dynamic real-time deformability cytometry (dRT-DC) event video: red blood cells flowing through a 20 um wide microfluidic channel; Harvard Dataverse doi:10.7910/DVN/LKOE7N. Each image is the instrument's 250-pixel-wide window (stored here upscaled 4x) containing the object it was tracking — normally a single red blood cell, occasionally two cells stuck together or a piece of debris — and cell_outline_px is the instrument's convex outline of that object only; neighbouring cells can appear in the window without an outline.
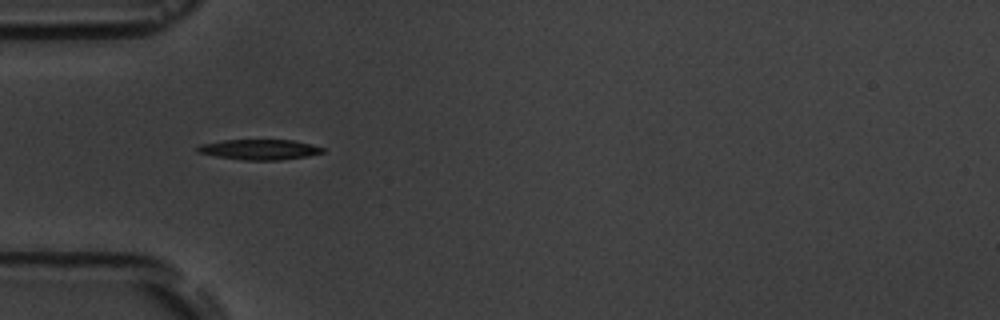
{"species": "common noctule bat (a hibernating species)", "species_latin": "Nyctalus noctula", "temperature_condition": "room temperature", "stored_images_in_passage": 7, "camera_frame_rate_fps": 3000, "um_per_image_px": 0.085, "animal": {"sex": "male", "body_mass_g": 19.5, "forearm_length_mm": 54.6}, "frame": {"image": 1, "passage_image": 5, "time_ms": 4.333, "image_size_px": [1000, 320], "cell_outline_px": [[324, 152], [308, 156], [280, 160], [244, 160], [216, 156], [196, 152], [196, 148], [200, 144], [224, 140], [292, 140], [312, 144], [324, 148]], "centroid_in_image_um": [22.05, 12.71], "position_along_channel_um": 62.9, "area_um2": 14.8}}
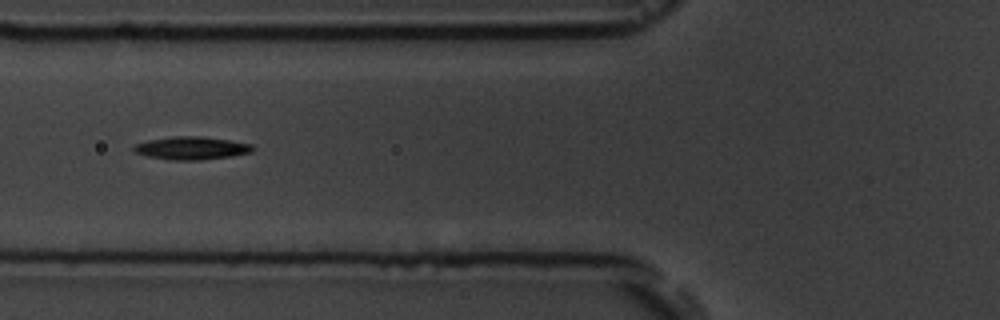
{"frame": {"image": 2, "passage_image": 6, "time_ms": 5.667, "image_size_px": [1000, 320], "cell_outline_px": [[256, 148], [252, 152], [232, 156], [200, 160], [168, 160], [148, 156], [132, 152], [132, 148], [136, 144], [148, 140], [172, 136], [200, 136], [228, 140], [252, 144]], "centroid_in_image_um": [16.27, 12.59], "position_along_channel_um": 109.5, "area_um2": 16.01}}
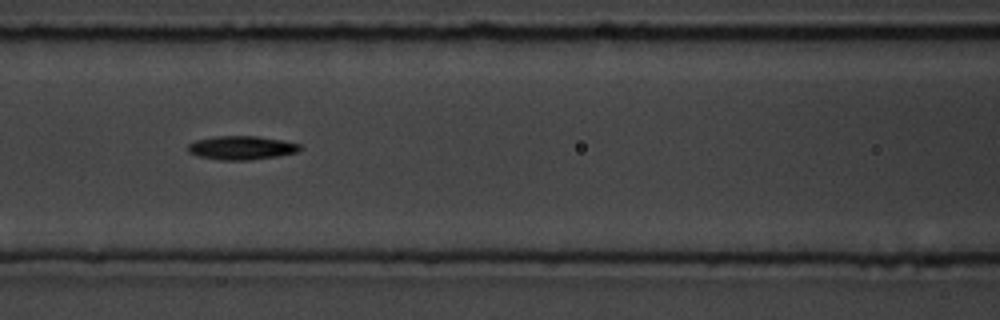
{"frame": {"image": 3, "passage_image": 7, "time_ms": 6.667, "image_size_px": [1000, 320], "cell_outline_px": [[300, 148], [296, 152], [276, 156], [248, 160], [220, 160], [200, 156], [188, 152], [188, 144], [196, 140], [216, 136], [256, 136], [280, 140], [300, 144]], "centroid_in_image_um": [20.49, 12.56], "position_along_channel_um": 146.1, "area_um2": 15.2}}